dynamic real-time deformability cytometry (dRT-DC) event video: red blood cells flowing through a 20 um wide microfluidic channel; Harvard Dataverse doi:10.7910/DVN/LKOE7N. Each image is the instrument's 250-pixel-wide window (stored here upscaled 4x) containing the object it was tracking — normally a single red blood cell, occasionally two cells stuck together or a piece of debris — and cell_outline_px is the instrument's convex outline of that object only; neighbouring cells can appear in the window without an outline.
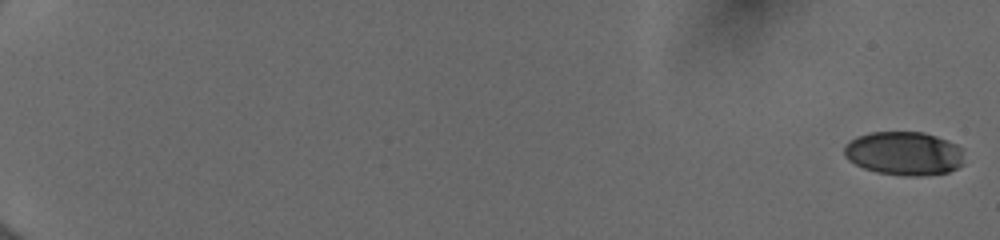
{"species": "human", "species_latin": "Homo sapiens", "temperature_condition": "cold", "stored_images_in_passage": 55, "camera_frame_rate_fps": 3000, "um_per_image_px": 0.085, "donor": {"sex": "female"}, "frame": {"image": 1, "passage_image": 1, "time_ms": 0.0, "image_size_px": [1000, 240], "cell_outline_px": [[964, 164], [948, 172], [920, 176], [904, 176], [876, 172], [864, 168], [848, 160], [844, 156], [844, 144], [856, 136], [872, 132], [924, 132], [948, 140], [964, 148]], "centroid_in_image_um": [76.87, 13.04], "position_along_channel_um": 8.1, "area_um2": 30.98}}
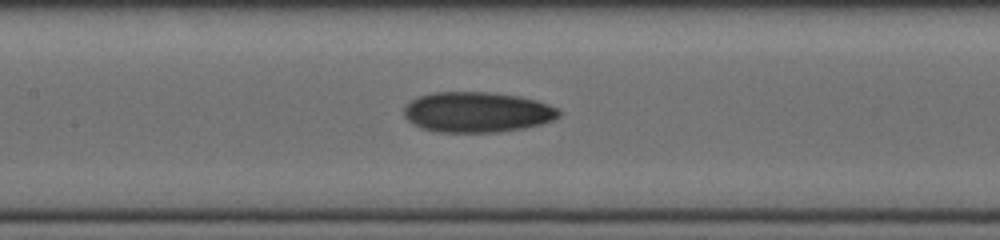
{"frame": {"image": 2, "passage_image": 30, "time_ms": 9.667, "image_size_px": [1000, 240], "cell_outline_px": [[560, 116], [552, 120], [540, 124], [524, 128], [496, 132], [436, 132], [420, 128], [412, 124], [404, 116], [404, 108], [412, 100], [420, 96], [436, 92], [488, 92], [520, 96], [536, 100], [548, 104], [556, 108], [560, 112]], "centroid_in_image_um": [40.54, 9.54], "position_along_channel_um": 166.9, "area_um2": 36.41}}
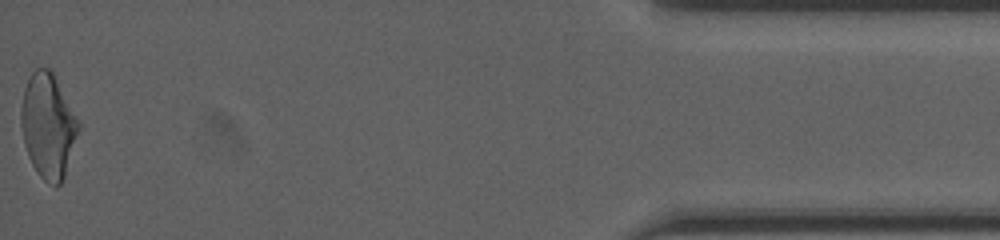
{"frame": {"image": 3, "passage_image": 55, "time_ms": 18.0, "image_size_px": [1000, 240], "cell_outline_px": [[80, 128], [64, 176], [60, 184], [56, 188], [48, 184], [36, 172], [28, 156], [24, 144], [20, 124], [20, 112], [24, 88], [32, 72], [36, 68], [48, 68], [52, 72], [80, 120]], "centroid_in_image_um": [4.08, 10.71], "position_along_channel_um": 431.1, "area_um2": 35.14}, "authors_computed_cell_mechanics": {"area_um2": 34.0442, "velocity_mm_per_s": 4.0142, "shape_relaxation_time_tau1_ms": null, "shape_relaxation_time_tau2_ms": 2.2365, "deformation_change_tau1": null, "deformation_change_tau2": 0.092}}